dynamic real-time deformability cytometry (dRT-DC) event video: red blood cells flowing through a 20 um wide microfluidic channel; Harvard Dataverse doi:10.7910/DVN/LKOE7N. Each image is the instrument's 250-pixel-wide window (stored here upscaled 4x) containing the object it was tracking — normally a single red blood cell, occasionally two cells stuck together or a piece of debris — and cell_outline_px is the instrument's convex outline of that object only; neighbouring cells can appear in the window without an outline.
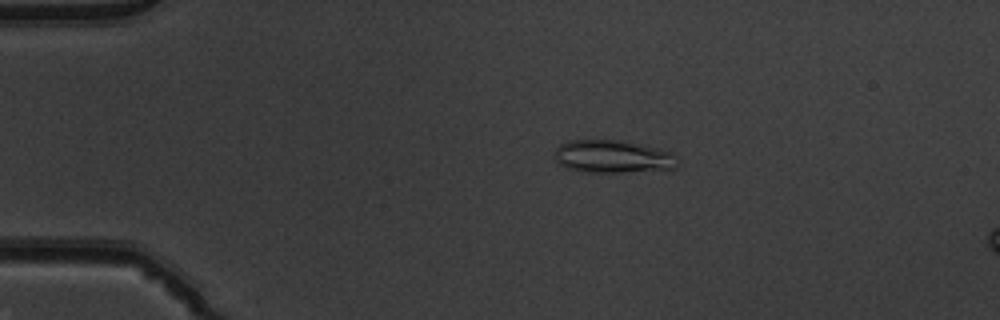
{"species": "common noctule bat (a hibernating species)", "species_latin": "Nyctalus noctula", "temperature_condition": "warm", "stored_images_in_passage": 9, "camera_frame_rate_fps": 3000, "um_per_image_px": 0.085, "animal": {"sex": "male", "body_mass_g": 19.5, "forearm_length_mm": 54.6}, "frame": {"image": 1, "passage_image": 3, "time_ms": 0.667, "image_size_px": [1000, 320], "cell_outline_px": [[680, 164], [672, 172], [580, 172], [568, 168], [560, 164], [556, 160], [556, 148], [560, 144], [568, 140], [624, 140], [672, 152], [676, 156]], "centroid_in_image_um": [52.22, 13.34], "position_along_channel_um": 32.8, "area_um2": 24.28}}